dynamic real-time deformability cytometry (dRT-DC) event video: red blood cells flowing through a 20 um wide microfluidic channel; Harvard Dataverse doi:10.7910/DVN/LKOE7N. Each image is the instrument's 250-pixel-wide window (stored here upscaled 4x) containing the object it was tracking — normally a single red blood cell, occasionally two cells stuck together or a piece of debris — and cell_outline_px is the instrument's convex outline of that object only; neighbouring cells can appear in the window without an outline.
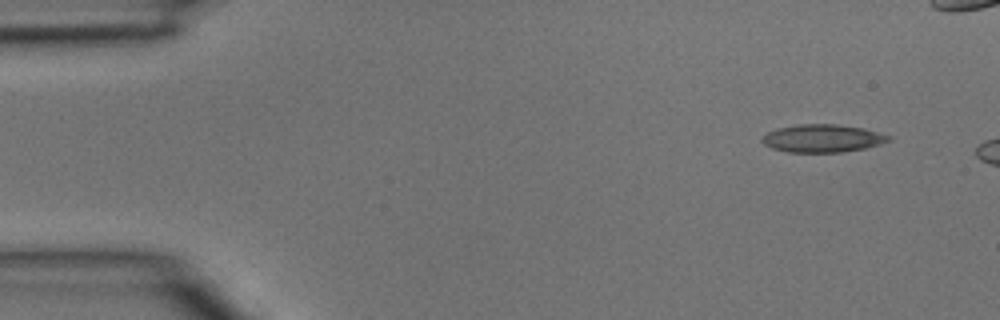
{"species": "common noctule bat (a hibernating species)", "species_latin": "Nyctalus noctula", "temperature_condition": "room temperature", "stored_images_in_passage": 3, "camera_frame_rate_fps": 3000, "um_per_image_px": 0.085, "animal": {"sex": "male", "body_mass_g": 15.6}, "frame": {"image": 1, "passage_image": 1, "time_ms": 0.0, "image_size_px": [1000, 320], "cell_outline_px": [[892, 140], [880, 144], [864, 148], [840, 152], [788, 152], [772, 148], [764, 144], [760, 140], [768, 132], [776, 128], [796, 124], [836, 124], [864, 128], [892, 136]], "centroid_in_image_um": [69.92, 11.75], "position_along_channel_um": 15.1, "area_um2": 20.58}}